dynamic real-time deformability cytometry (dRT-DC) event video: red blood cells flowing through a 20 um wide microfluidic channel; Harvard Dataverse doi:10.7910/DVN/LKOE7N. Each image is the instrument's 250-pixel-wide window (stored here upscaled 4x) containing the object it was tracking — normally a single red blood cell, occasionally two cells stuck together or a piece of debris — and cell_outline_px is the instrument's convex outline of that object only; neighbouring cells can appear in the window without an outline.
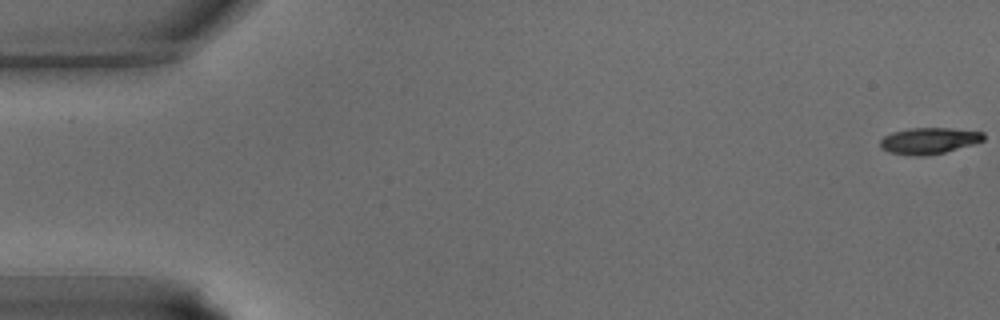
{"species": "common noctule bat (a hibernating species)", "species_latin": "Nyctalus noctula", "temperature_condition": "warm", "stored_images_in_passage": 38, "camera_frame_rate_fps": 3000, "um_per_image_px": 0.085, "animal": {"sex": "male", "body_mass_g": 15.6}, "frame": {"image": 1, "passage_image": 1, "time_ms": 0.0, "image_size_px": [1000, 320], "cell_outline_px": [[984, 140], [972, 144], [944, 152], [924, 156], [916, 156], [892, 152], [880, 148], [880, 140], [884, 136], [892, 132], [908, 128], [952, 128], [984, 132]], "centroid_in_image_um": [78.95, 11.95], "position_along_channel_um": 6.0, "area_um2": 15.72}}
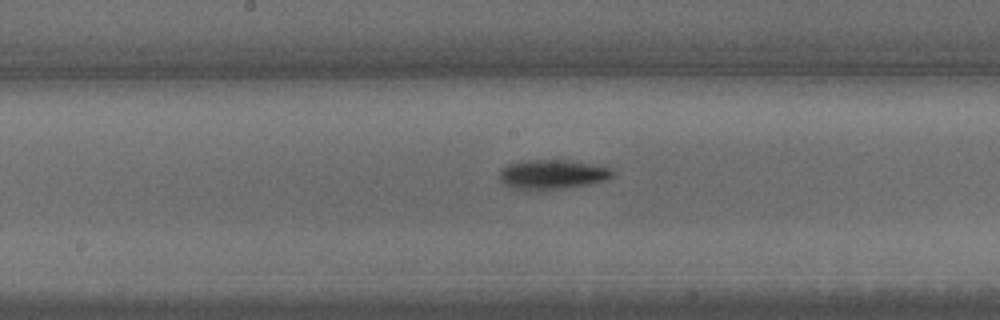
{"frame": {"image": 2, "passage_image": 20, "time_ms": 6.333, "image_size_px": [1000, 320], "cell_outline_px": [[616, 176], [608, 180], [568, 188], [524, 192], [516, 192], [508, 188], [500, 180], [500, 168], [508, 164], [528, 160], [564, 160], [592, 164], [612, 168], [616, 172]], "centroid_in_image_um": [46.92, 14.87], "position_along_channel_um": 201.3, "area_um2": 20.29}}
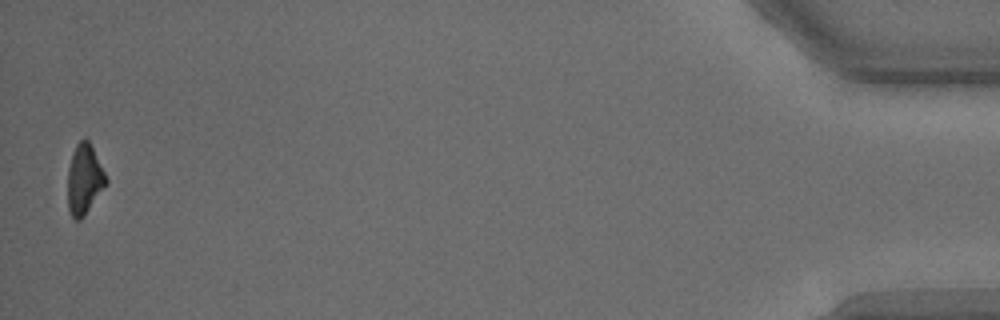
{"frame": {"image": 3, "passage_image": 38, "time_ms": 12.333, "image_size_px": [1000, 320], "cell_outline_px": [[108, 184], [84, 216], [80, 220], [76, 220], [72, 216], [68, 208], [68, 168], [72, 152], [76, 144], [84, 136], [88, 140], [108, 180]], "centroid_in_image_um": [7.17, 15.25], "position_along_channel_um": 428.0, "area_um2": 15.66}}